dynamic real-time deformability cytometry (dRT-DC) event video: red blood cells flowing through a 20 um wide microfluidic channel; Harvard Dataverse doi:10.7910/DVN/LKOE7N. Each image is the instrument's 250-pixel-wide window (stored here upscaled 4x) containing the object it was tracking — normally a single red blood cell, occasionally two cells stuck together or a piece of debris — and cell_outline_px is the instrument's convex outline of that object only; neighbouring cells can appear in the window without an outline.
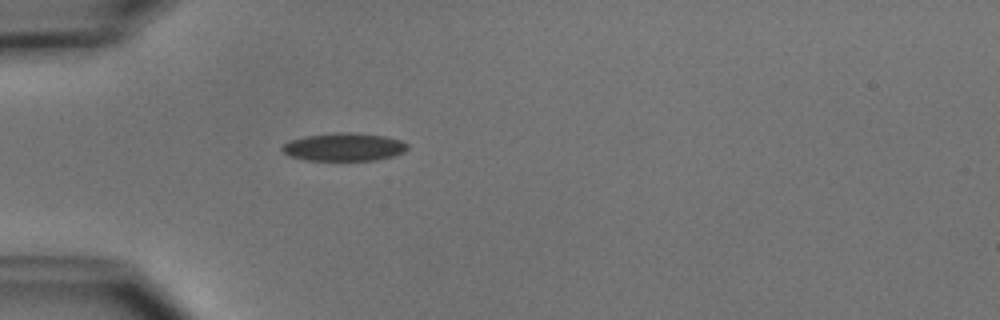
{"species": "common noctule bat (a hibernating species)", "species_latin": "Nyctalus noctula", "temperature_condition": "cold", "stored_images_in_passage": 1, "camera_frame_rate_fps": 3000, "um_per_image_px": 0.085, "animal": {"sex": "male", "body_mass_g": 15.6}, "frame": {"image": 1, "passage_image": 1, "time_ms": 0.0, "image_size_px": [1000, 320], "cell_outline_px": [[408, 148], [404, 152], [392, 156], [376, 160], [304, 160], [288, 156], [280, 148], [284, 144], [292, 140], [308, 136], [336, 132], [352, 132], [384, 136], [400, 140], [408, 144]], "centroid_in_image_um": [29.24, 12.5], "position_along_channel_um": 55.8, "area_um2": 20.35}}